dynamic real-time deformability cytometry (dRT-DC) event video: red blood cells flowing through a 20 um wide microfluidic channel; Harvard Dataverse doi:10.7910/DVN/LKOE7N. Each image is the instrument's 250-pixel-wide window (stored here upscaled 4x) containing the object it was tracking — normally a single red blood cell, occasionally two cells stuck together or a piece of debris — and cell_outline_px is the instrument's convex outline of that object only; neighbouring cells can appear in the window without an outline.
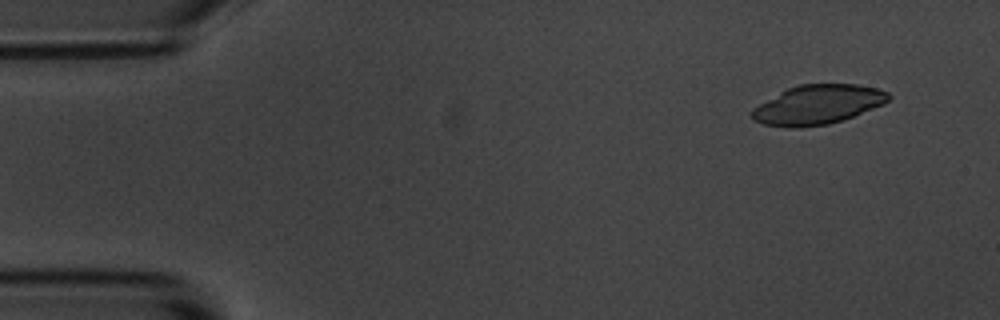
{"species": "common noctule bat (a hibernating species)", "species_latin": "Nyctalus noctula", "temperature_condition": "room temperature", "stored_images_in_passage": 4, "camera_frame_rate_fps": 3000, "um_per_image_px": 0.085, "animal": {"sex": "male", "body_mass_g": 20.1, "forearm_length_mm": 53.5}, "frame": {"image": 1, "passage_image": 1, "time_ms": 0.0, "image_size_px": [1000, 320], "cell_outline_px": [[892, 96], [884, 104], [852, 116], [828, 124], [796, 128], [788, 128], [764, 124], [752, 120], [748, 112], [752, 108], [788, 88], [800, 84], [856, 84], [876, 88], [888, 92]], "centroid_in_image_um": [69.47, 8.9], "position_along_channel_um": 15.5, "area_um2": 31.27}}